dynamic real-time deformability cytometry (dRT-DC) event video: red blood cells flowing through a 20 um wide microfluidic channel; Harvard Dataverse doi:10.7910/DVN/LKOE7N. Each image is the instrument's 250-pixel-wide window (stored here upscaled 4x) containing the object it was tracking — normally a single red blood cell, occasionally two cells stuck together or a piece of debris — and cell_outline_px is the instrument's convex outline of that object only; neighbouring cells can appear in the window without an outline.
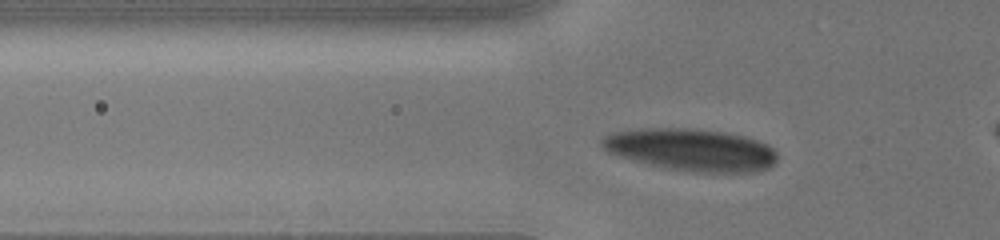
{"species": "human", "species_latin": "Homo sapiens", "temperature_condition": "cold", "stored_images_in_passage": 41, "camera_frame_rate_fps": 3000, "um_per_image_px": 0.085, "donor": {"sex": "male"}, "frame": {"image": 1, "passage_image": 9, "time_ms": 3.667, "image_size_px": [1000, 240], "cell_outline_px": [[776, 164], [768, 168], [756, 172], [692, 172], [664, 168], [620, 156], [608, 152], [600, 144], [600, 140], [608, 132], [640, 128], [696, 128], [724, 132], [744, 136], [768, 144], [776, 152]], "centroid_in_image_um": [58.74, 12.72], "position_along_channel_um": 67.1, "area_um2": 43.47}}
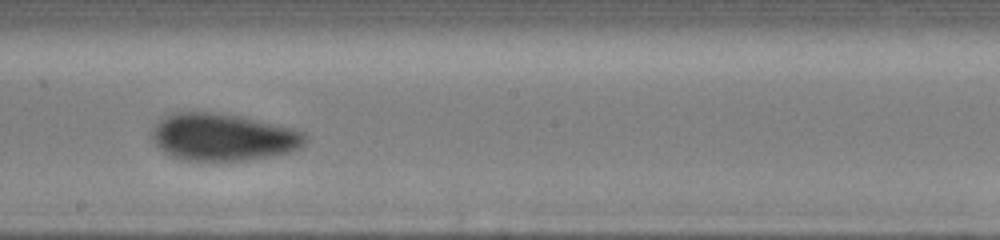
{"frame": {"image": 2, "passage_image": 22, "time_ms": 8.0, "image_size_px": [1000, 240], "cell_outline_px": [[308, 140], [300, 148], [288, 152], [272, 156], [248, 160], [184, 160], [172, 156], [164, 152], [152, 140], [152, 128], [164, 116], [172, 112], [216, 112], [240, 116], [292, 128], [304, 132], [308, 136]], "centroid_in_image_um": [18.96, 11.65], "position_along_channel_um": 229.2, "area_um2": 42.25}}
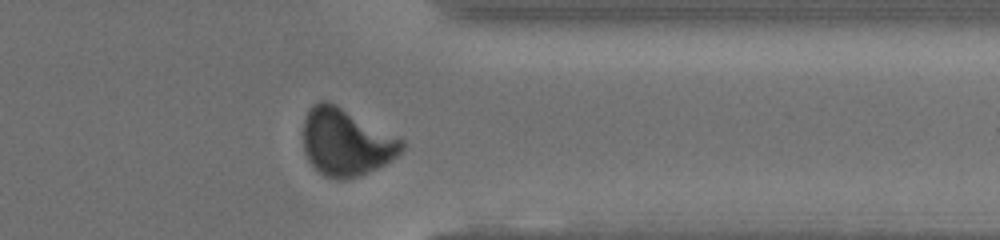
{"frame": {"image": 3, "passage_image": 34, "time_ms": 12.0, "image_size_px": [1000, 240], "cell_outline_px": [[404, 148], [396, 156], [384, 164], [376, 168], [356, 176], [344, 180], [324, 176], [308, 160], [304, 152], [304, 120], [308, 108], [312, 104], [320, 100], [328, 100], [336, 104], [404, 140]], "centroid_in_image_um": [29.38, 12.06], "position_along_channel_um": 382.0, "area_um2": 38.32}, "authors_computed_cell_mechanics": {"area_um2": 40.6334, "velocity_mm_per_s": 3.8717, "shape_relaxation_time_tau1_ms": 4.0931, "shape_relaxation_time_tau2_ms": 1.0529, "deformation_change_tau1": 0.1249, "deformation_change_tau2": 0.0506}}